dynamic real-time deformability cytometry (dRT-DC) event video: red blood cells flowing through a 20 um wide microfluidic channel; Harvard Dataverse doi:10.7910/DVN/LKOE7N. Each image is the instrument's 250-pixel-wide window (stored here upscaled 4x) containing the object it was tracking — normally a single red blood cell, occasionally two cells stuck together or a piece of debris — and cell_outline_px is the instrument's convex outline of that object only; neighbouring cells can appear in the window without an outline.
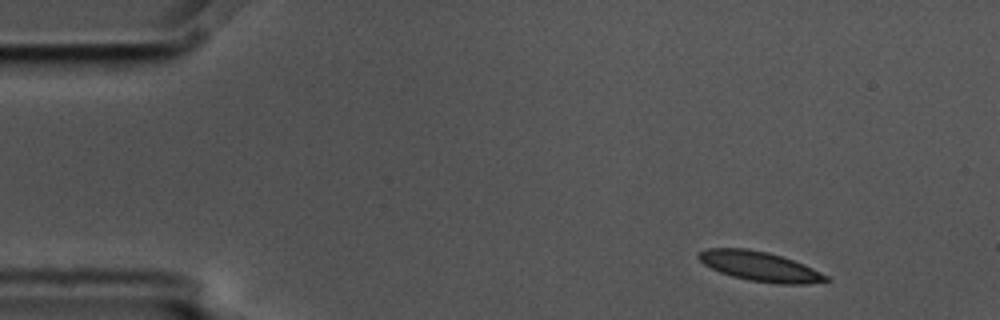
{"species": "common noctule bat (a hibernating species)", "species_latin": "Nyctalus noctula", "temperature_condition": "cold", "stored_images_in_passage": 4, "camera_frame_rate_fps": 3000, "um_per_image_px": 0.085, "animal": {"sex": "male", "body_mass_g": 17.5, "forearm_length_mm": 52.3}, "frame": {"image": 1, "passage_image": 1, "time_ms": 0.0, "image_size_px": [1000, 320], "cell_outline_px": [[832, 280], [808, 284], [780, 284], [748, 280], [732, 276], [720, 272], [704, 264], [696, 256], [696, 252], [708, 248], [748, 248], [768, 252], [804, 264], [828, 276]], "centroid_in_image_um": [64.57, 22.64], "position_along_channel_um": 20.4, "area_um2": 22.02}}
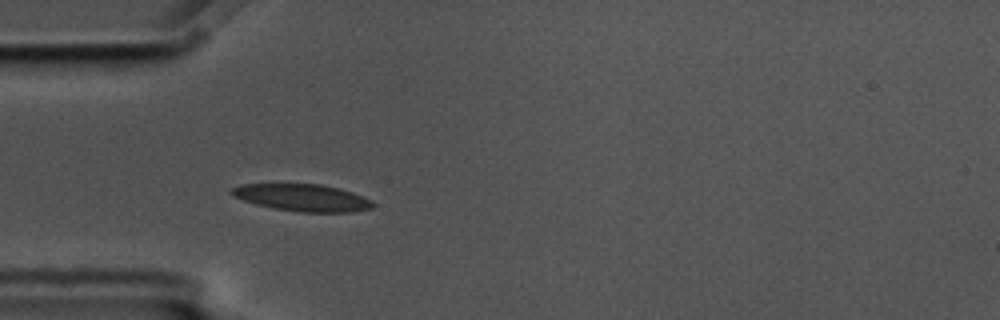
{"frame": {"image": 2, "passage_image": 4, "time_ms": 1.0, "image_size_px": [1000, 320], "cell_outline_px": [[376, 204], [372, 208], [352, 212], [300, 212], [272, 208], [256, 204], [232, 196], [228, 192], [232, 188], [240, 184], [320, 184], [352, 192], [372, 200]], "centroid_in_image_um": [25.69, 16.8], "position_along_channel_um": 59.3, "area_um2": 22.31}}